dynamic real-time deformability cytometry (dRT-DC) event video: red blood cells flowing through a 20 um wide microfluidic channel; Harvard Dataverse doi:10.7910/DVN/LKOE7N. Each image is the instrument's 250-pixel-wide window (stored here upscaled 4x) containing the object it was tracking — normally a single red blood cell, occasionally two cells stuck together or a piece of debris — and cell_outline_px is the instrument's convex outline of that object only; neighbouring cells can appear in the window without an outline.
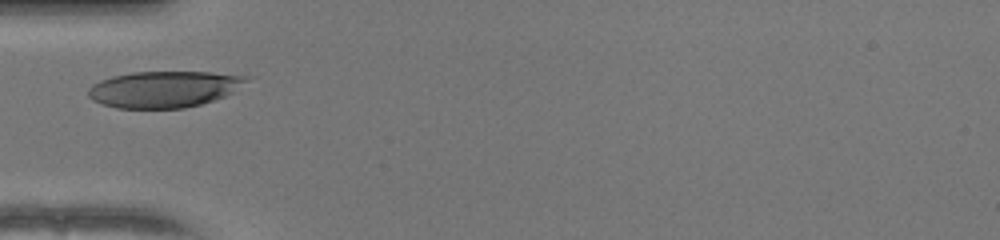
{"species": "human", "species_latin": "Homo sapiens", "temperature_condition": "warm", "stored_images_in_passage": 25, "camera_frame_rate_fps": 3000, "um_per_image_px": 0.085, "donor": {"sex": "female"}, "frame": {"image": 1, "passage_image": 1, "time_ms": 0.0, "image_size_px": [1000, 240], "cell_outline_px": [[252, 76], [248, 80], [232, 92], [224, 96], [200, 104], [184, 108], [116, 108], [100, 104], [92, 100], [88, 96], [88, 88], [92, 84], [100, 80], [112, 76], [132, 72], [212, 72]], "centroid_in_image_um": [13.91, 7.57], "position_along_channel_um": 71.1, "area_um2": 33.58}}
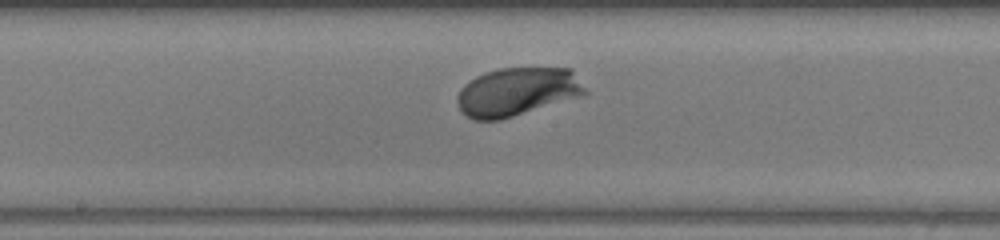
{"frame": {"image": 2, "passage_image": 11, "time_ms": 3.333, "image_size_px": [1000, 240], "cell_outline_px": [[588, 92], [584, 96], [500, 120], [472, 120], [460, 112], [456, 104], [456, 96], [460, 88], [468, 80], [484, 72], [500, 68], [572, 68]], "centroid_in_image_um": [43.94, 7.81], "position_along_channel_um": 204.3, "area_um2": 36.7}}
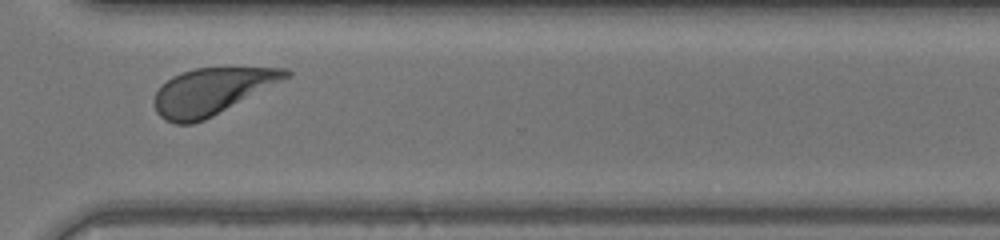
{"frame": {"image": 3, "passage_image": 22, "time_ms": 7.0, "image_size_px": [1000, 240], "cell_outline_px": [[292, 76], [204, 120], [192, 124], [176, 124], [164, 120], [156, 112], [152, 100], [160, 84], [172, 76], [180, 72], [196, 68], [288, 68], [292, 72]], "centroid_in_image_um": [17.95, 7.76], "position_along_channel_um": 352.6, "area_um2": 35.72}}